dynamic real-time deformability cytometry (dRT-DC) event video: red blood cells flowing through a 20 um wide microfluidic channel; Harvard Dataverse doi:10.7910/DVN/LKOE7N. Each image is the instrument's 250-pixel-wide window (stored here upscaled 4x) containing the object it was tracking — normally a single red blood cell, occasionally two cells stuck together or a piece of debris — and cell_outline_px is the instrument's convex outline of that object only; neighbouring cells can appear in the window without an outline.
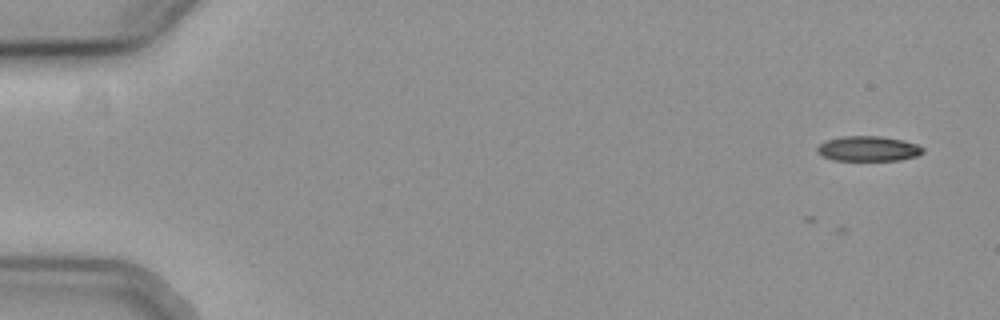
{"species": "common noctule bat (a hibernating species)", "species_latin": "Nyctalus noctula", "temperature_condition": "cold", "stored_images_in_passage": 2, "camera_frame_rate_fps": 3000, "um_per_image_px": 0.085, "animal": {"sex": "female", "body_mass_g": 19.3, "forearm_length_mm": 54.1}, "frame": {"image": 1, "passage_image": 2, "time_ms": 0.333, "image_size_px": [1000, 320], "cell_outline_px": [[924, 152], [916, 156], [900, 160], [832, 160], [820, 156], [816, 152], [816, 148], [820, 144], [828, 140], [844, 136], [880, 136], [900, 140], [916, 144], [924, 148]], "centroid_in_image_um": [73.77, 12.65], "position_along_channel_um": 11.2, "area_um2": 15.37}}